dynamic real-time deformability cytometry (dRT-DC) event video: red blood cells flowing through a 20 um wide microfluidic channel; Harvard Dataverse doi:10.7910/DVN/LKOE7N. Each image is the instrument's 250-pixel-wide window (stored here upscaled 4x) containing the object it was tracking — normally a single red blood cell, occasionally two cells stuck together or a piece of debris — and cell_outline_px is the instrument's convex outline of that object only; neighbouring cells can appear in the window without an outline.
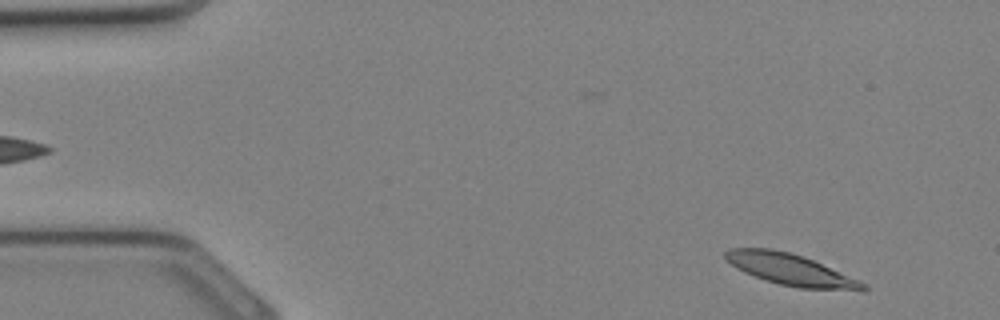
{"species": "Egyptian fruit bat (a non-hibernating species)", "species_latin": "Rousettus aegyptiacus", "temperature_condition": "cold", "stored_images_in_passage": 8, "camera_frame_rate_fps": 3000, "um_per_image_px": 0.085, "animal": {"sex": "female"}, "frame": {"image": 1, "passage_image": 1, "time_ms": 0.0, "image_size_px": [1000, 320], "cell_outline_px": [[868, 292], [864, 292], [800, 288], [780, 284], [744, 272], [736, 268], [724, 260], [724, 252], [728, 248], [772, 248], [804, 256], [860, 280], [868, 284]], "centroid_in_image_um": [67.28, 22.93], "position_along_channel_um": 17.7, "area_um2": 25.61}}
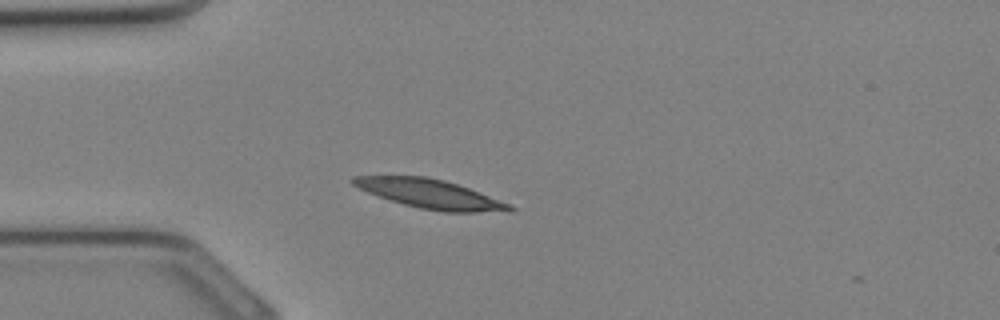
{"frame": {"image": 2, "passage_image": 7, "time_ms": 2.0, "image_size_px": [1000, 320], "cell_outline_px": [[516, 208], [512, 212], [444, 212], [420, 208], [404, 204], [368, 192], [352, 184], [348, 180], [352, 176], [424, 176], [444, 180], [468, 188], [512, 204]], "centroid_in_image_um": [36.62, 16.49], "position_along_channel_um": 48.4, "area_um2": 26.36}}